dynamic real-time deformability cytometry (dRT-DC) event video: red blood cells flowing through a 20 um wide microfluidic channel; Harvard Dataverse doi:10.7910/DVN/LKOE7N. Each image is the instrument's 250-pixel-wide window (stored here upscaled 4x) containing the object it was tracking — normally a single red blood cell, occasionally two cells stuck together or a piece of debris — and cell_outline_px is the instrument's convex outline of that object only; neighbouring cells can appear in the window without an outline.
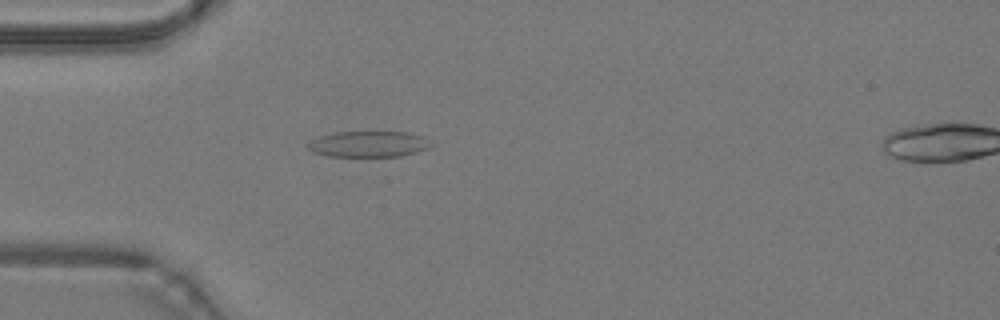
{"species": "common noctule bat (a hibernating species)", "species_latin": "Nyctalus noctula", "temperature_condition": "warm", "stored_images_in_passage": 48, "camera_frame_rate_fps": 3000, "um_per_image_px": 0.085, "animal": {"sex": "male", "body_mass_g": 19.2, "forearm_length_mm": 51.8}, "frame": {"image": 1, "passage_image": 14, "time_ms": 4.333, "image_size_px": [1000, 320], "cell_outline_px": [[432, 144], [428, 148], [416, 152], [400, 156], [328, 156], [312, 152], [304, 144], [320, 136], [336, 132], [408, 132], [424, 136]], "centroid_in_image_um": [31.31, 12.24], "position_along_channel_um": 53.7, "area_um2": 18.61}}
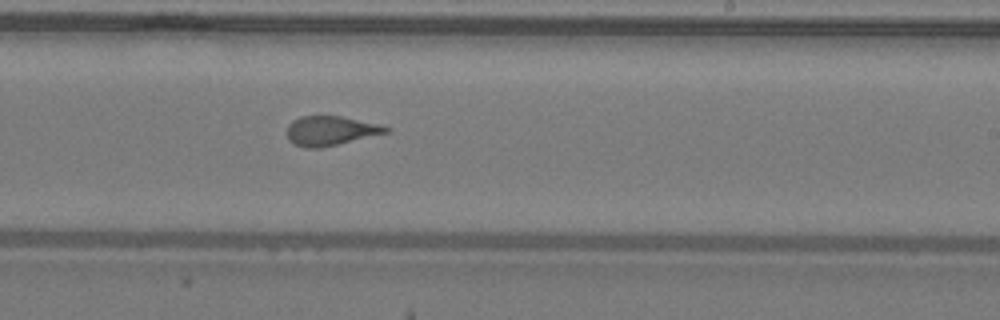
{"frame": {"image": 2, "passage_image": 29, "time_ms": 9.333, "image_size_px": [1000, 320], "cell_outline_px": [[392, 128], [388, 132], [320, 148], [304, 148], [288, 140], [288, 124], [292, 120], [300, 116], [340, 116], [380, 124]], "centroid_in_image_um": [28.09, 11.1], "position_along_channel_um": 260.9, "area_um2": 16.82}}
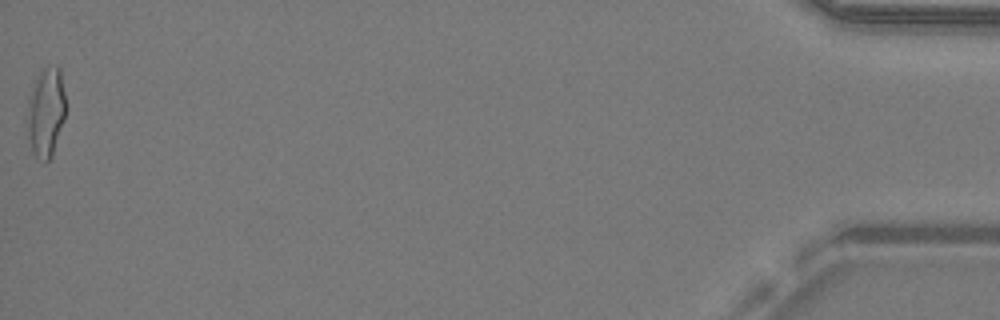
{"frame": {"image": 3, "passage_image": 48, "time_ms": 15.667, "image_size_px": [1000, 320], "cell_outline_px": [[64, 120], [52, 156], [44, 164], [32, 152], [28, 132], [28, 120], [32, 88], [36, 80], [44, 68], [56, 64], [60, 68], [64, 92]], "centroid_in_image_um": [3.93, 9.58], "position_along_channel_um": 431.3, "area_um2": 19.36}, "authors_computed_cell_mechanics": {"area_um2": 18.207, "velocity_mm_per_s": 4.302, "shape_relaxation_time_tau1_ms": null, "shape_relaxation_time_tau2_ms": 1.1683, "deformation_change_tau1": null, "deformation_change_tau2": 0.1075}}